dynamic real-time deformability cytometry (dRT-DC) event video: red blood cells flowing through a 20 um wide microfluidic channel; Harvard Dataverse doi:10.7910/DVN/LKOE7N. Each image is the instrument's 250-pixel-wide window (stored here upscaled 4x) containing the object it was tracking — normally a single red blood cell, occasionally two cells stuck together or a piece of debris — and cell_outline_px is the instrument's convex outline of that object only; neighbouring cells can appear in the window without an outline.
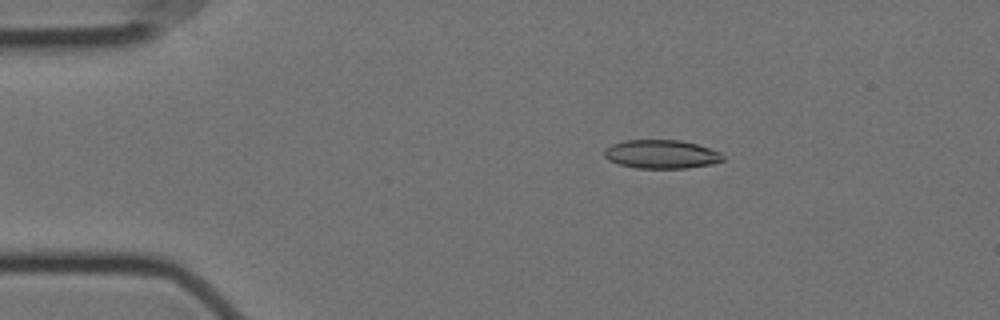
{"species": "Egyptian fruit bat (a non-hibernating species)", "species_latin": "Rousettus aegyptiacus", "temperature_condition": "cold", "stored_images_in_passage": 5, "camera_frame_rate_fps": 3000, "um_per_image_px": 0.085, "animal": {"sex": "female"}, "frame": {"image": 1, "passage_image": 3, "time_ms": 0.667, "image_size_px": [1000, 320], "cell_outline_px": [[724, 160], [712, 164], [688, 168], [636, 168], [620, 164], [608, 160], [604, 156], [604, 148], [612, 144], [624, 140], [680, 140], [696, 144], [720, 152], [724, 156]], "centroid_in_image_um": [56.2, 13.11], "position_along_channel_um": 28.8, "area_um2": 19.83}}
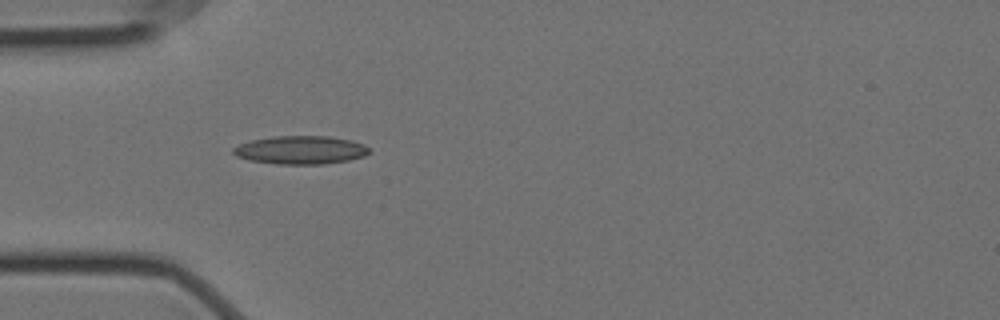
{"frame": {"image": 2, "passage_image": 5, "time_ms": 1.333, "image_size_px": [1000, 320], "cell_outline_px": [[372, 152], [364, 156], [348, 160], [324, 164], [276, 164], [248, 160], [236, 156], [232, 152], [232, 148], [240, 144], [252, 140], [272, 136], [332, 136], [352, 140], [364, 144]], "centroid_in_image_um": [25.56, 12.75], "position_along_channel_um": 59.4, "area_um2": 22.6}}